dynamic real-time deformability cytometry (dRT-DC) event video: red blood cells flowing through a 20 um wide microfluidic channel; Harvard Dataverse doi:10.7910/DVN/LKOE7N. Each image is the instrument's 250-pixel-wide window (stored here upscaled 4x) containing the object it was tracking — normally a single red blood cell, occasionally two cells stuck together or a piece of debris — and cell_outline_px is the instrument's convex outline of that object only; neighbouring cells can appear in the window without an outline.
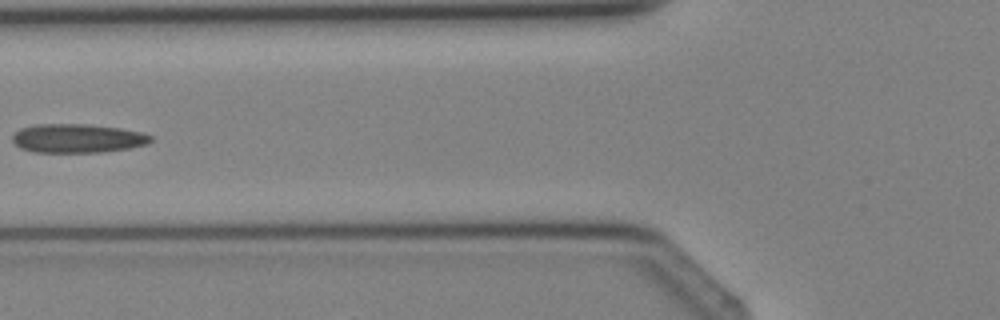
{"species": "Egyptian fruit bat (a non-hibernating species)", "species_latin": "Rousettus aegyptiacus", "temperature_condition": "cold", "stored_images_in_passage": 5, "camera_frame_rate_fps": 3000, "um_per_image_px": 0.085, "animal": {"sex": "female"}, "frame": {"image": 1, "passage_image": 5, "time_ms": 4.667, "image_size_px": [1000, 320], "cell_outline_px": [[152, 140], [144, 144], [128, 148], [96, 152], [32, 152], [20, 148], [12, 140], [12, 136], [20, 128], [36, 124], [88, 124], [120, 128], [140, 132], [152, 136]], "centroid_in_image_um": [6.53, 11.75], "position_along_channel_um": 119.3, "area_um2": 23.06}}